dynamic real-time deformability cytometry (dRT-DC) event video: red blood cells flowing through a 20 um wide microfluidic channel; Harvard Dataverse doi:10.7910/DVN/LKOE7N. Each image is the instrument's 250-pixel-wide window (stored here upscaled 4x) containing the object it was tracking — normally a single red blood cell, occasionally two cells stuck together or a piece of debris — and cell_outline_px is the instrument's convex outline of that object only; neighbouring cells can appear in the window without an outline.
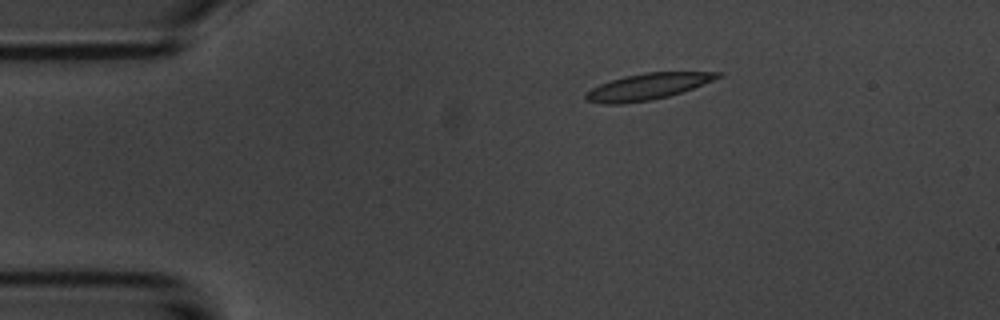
{"species": "common noctule bat (a hibernating species)", "species_latin": "Nyctalus noctula", "temperature_condition": "room temperature", "stored_images_in_passage": 7, "camera_frame_rate_fps": 3000, "um_per_image_px": 0.085, "animal": {"sex": "male", "body_mass_g": 20.1, "forearm_length_mm": 53.5}, "frame": {"image": 1, "passage_image": 1, "time_ms": 0.0, "image_size_px": [1000, 320], "cell_outline_px": [[724, 76], [692, 88], [668, 96], [652, 100], [620, 104], [604, 104], [588, 100], [584, 96], [592, 88], [600, 84], [624, 76], [644, 72], [724, 72]], "centroid_in_image_um": [55.08, 7.35], "position_along_channel_um": 29.9, "area_um2": 20.0}}
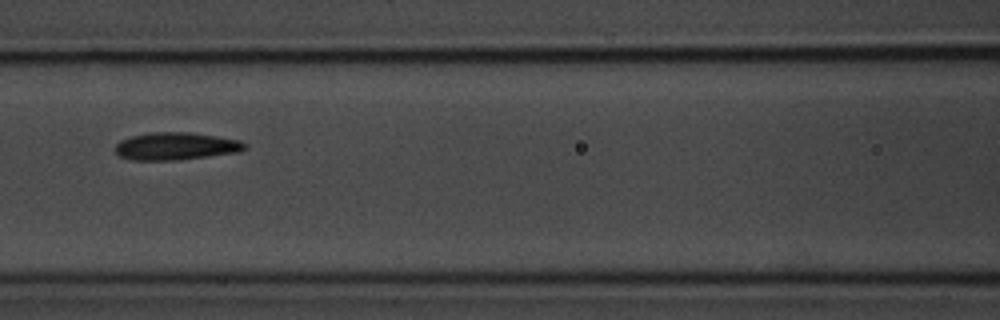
{"frame": {"image": 2, "passage_image": 5, "time_ms": 4.667, "image_size_px": [1000, 320], "cell_outline_px": [[248, 148], [240, 152], [180, 160], [132, 160], [120, 156], [116, 152], [116, 144], [120, 140], [132, 136], [148, 132], [192, 132], [240, 140], [248, 144]], "centroid_in_image_um": [15.0, 12.42], "position_along_channel_um": 151.6, "area_um2": 21.04}}
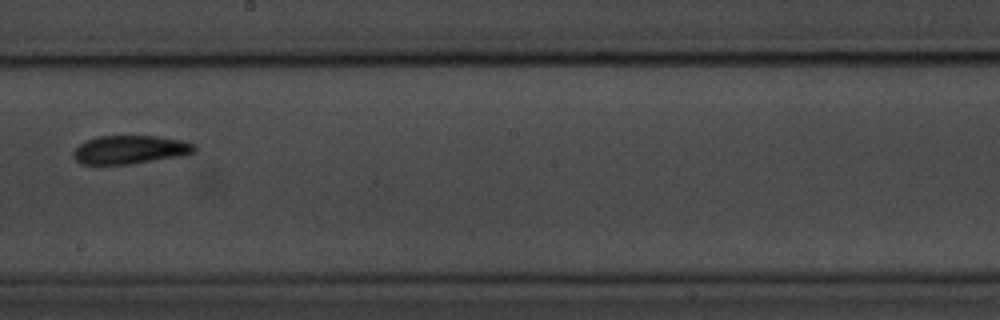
{"frame": {"image": 3, "passage_image": 7, "time_ms": 7.0, "image_size_px": [1000, 320], "cell_outline_px": [[196, 152], [188, 156], [132, 164], [80, 164], [72, 156], [72, 152], [80, 144], [88, 140], [100, 136], [156, 136], [184, 140], [196, 144]], "centroid_in_image_um": [11.15, 12.73], "position_along_channel_um": 237.0, "area_um2": 20.52}}